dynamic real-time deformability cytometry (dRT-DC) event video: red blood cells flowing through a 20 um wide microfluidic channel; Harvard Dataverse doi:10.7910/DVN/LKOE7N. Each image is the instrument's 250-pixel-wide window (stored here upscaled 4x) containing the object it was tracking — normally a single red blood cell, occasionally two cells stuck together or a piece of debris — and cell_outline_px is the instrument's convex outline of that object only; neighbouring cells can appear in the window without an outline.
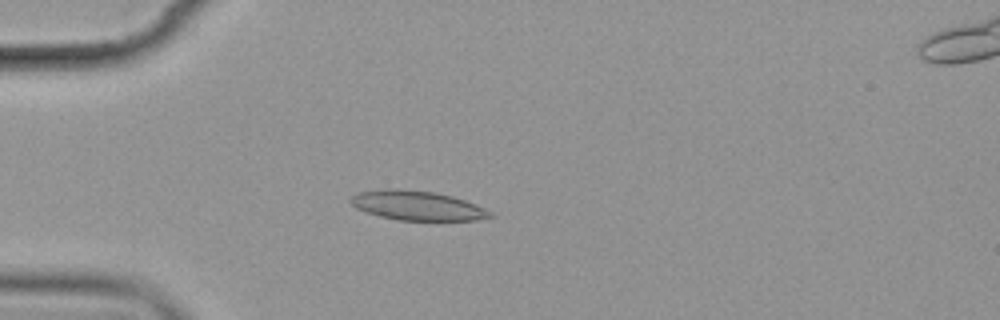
{"species": "common noctule bat (a hibernating species)", "species_latin": "Nyctalus noctula", "temperature_condition": "cold", "stored_images_in_passage": 4, "camera_frame_rate_fps": 3000, "um_per_image_px": 0.085, "animal": {"sex": "female", "body_mass_g": 19.9}, "frame": {"image": 1, "passage_image": 3, "time_ms": 2.333, "image_size_px": [1000, 320], "cell_outline_px": [[496, 216], [476, 220], [400, 220], [380, 216], [356, 208], [348, 200], [352, 196], [360, 192], [384, 188], [396, 188], [436, 192], [452, 196], [476, 204], [492, 212]], "centroid_in_image_um": [35.48, 17.46], "position_along_channel_um": 49.5, "area_um2": 23.93}}